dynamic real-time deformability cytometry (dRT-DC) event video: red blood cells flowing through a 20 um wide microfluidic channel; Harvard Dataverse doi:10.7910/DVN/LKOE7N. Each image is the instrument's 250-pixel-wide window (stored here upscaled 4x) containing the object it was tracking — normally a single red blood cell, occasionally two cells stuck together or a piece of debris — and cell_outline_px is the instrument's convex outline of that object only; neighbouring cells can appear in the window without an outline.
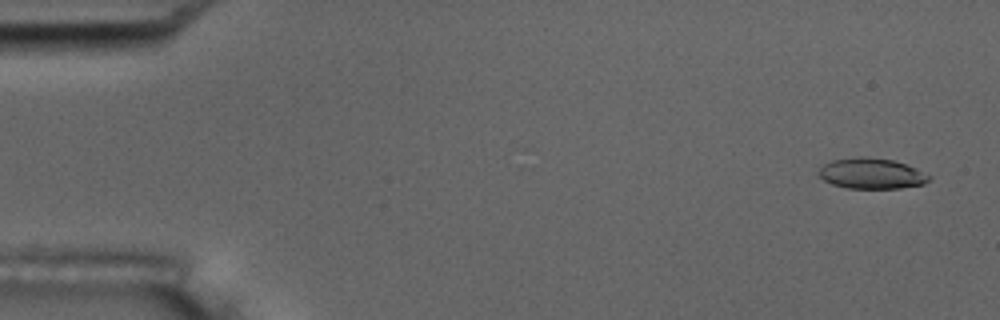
{"species": "common noctule bat (a hibernating species)", "species_latin": "Nyctalus noctula", "temperature_condition": "room temperature", "stored_images_in_passage": 55, "camera_frame_rate_fps": 3000, "um_per_image_px": 0.085, "animal": {"sex": "male", "body_mass_g": 17.5, "forearm_length_mm": 52.3}, "frame": {"image": 1, "passage_image": 3, "time_ms": 0.667, "image_size_px": [1000, 320], "cell_outline_px": [[932, 176], [924, 184], [900, 188], [848, 188], [832, 184], [824, 180], [816, 172], [824, 164], [832, 160], [860, 156], [892, 160], [916, 168]], "centroid_in_image_um": [74.06, 14.75], "position_along_channel_um": 10.9, "area_um2": 19.59}}
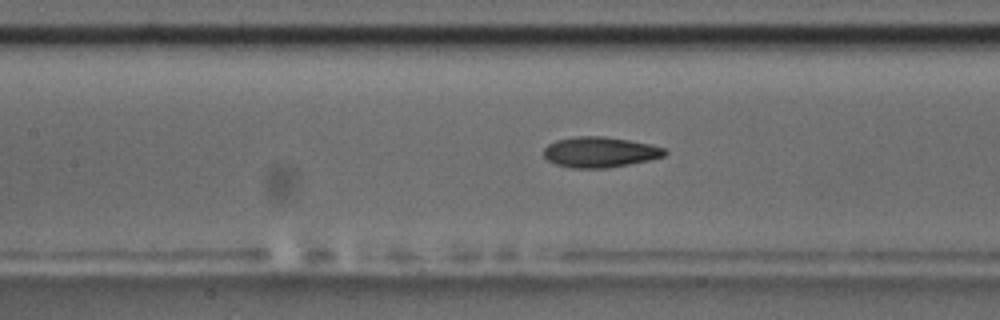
{"frame": {"image": 2, "passage_image": 25, "time_ms": 8.0, "image_size_px": [1000, 320], "cell_outline_px": [[668, 152], [664, 156], [648, 160], [608, 168], [572, 168], [556, 164], [548, 160], [544, 156], [544, 148], [548, 144], [556, 140], [576, 136], [604, 136], [652, 144], [664, 148]], "centroid_in_image_um": [50.99, 12.92], "position_along_channel_um": 156.4, "area_um2": 21.5}}
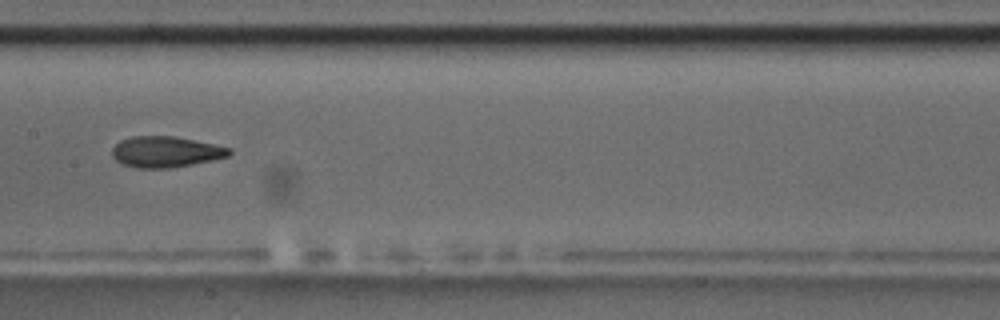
{"frame": {"image": 3, "passage_image": 28, "time_ms": 9.0, "image_size_px": [1000, 320], "cell_outline_px": [[232, 152], [228, 156], [212, 160], [172, 168], [136, 168], [124, 164], [116, 160], [112, 156], [112, 148], [120, 140], [132, 136], [176, 136], [232, 148]], "centroid_in_image_um": [14.08, 12.9], "position_along_channel_um": 193.3, "area_um2": 21.15}, "authors_computed_cell_mechanics": {"area_um2": 21.097, "velocity_mm_per_s": 3.7262, "shape_relaxation_time_tau1_ms": 4.4459, "shape_relaxation_time_tau2_ms": 2.7499, "deformation_change_tau1": 0.1465, "deformation_change_tau2": 0.0948}}